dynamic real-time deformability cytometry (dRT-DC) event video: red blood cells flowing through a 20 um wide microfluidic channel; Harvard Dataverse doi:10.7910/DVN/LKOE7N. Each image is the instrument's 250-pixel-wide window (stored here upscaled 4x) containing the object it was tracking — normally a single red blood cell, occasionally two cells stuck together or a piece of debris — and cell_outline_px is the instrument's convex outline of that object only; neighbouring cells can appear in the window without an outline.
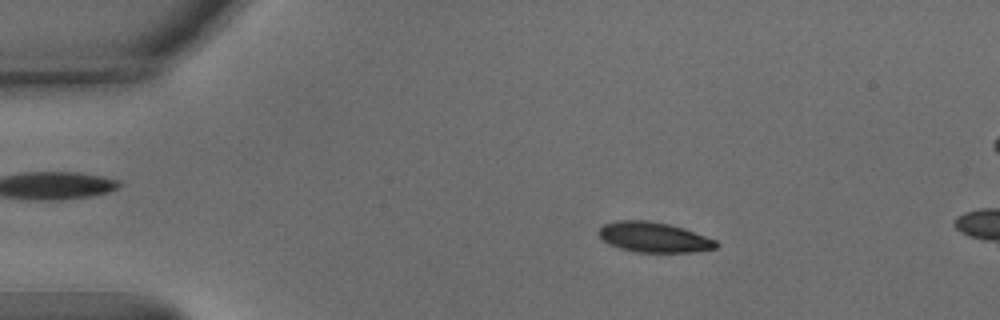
{"species": "common noctule bat (a hibernating species)", "species_latin": "Nyctalus noctula", "temperature_condition": "warm", "stored_images_in_passage": 19, "camera_frame_rate_fps": 3000, "um_per_image_px": 0.085, "animal": {"sex": "male", "body_mass_g": 15.6}, "frame": {"image": 1, "passage_image": 9, "time_ms": 2.667, "image_size_px": [1000, 320], "cell_outline_px": [[720, 244], [716, 248], [692, 252], [636, 252], [620, 248], [608, 244], [596, 232], [604, 224], [616, 220], [648, 220], [668, 224], [684, 228], [716, 240]], "centroid_in_image_um": [55.57, 20.16], "position_along_channel_um": 29.4, "area_um2": 20.69}}
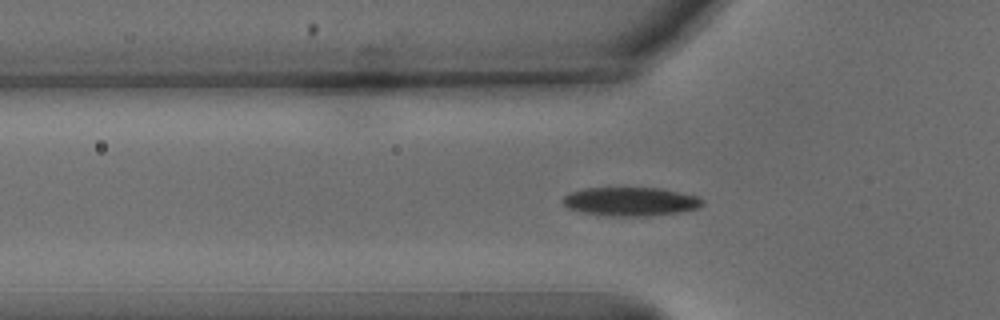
{"frame": {"image": 2, "passage_image": 17, "time_ms": 5.333, "image_size_px": [1000, 320], "cell_outline_px": [[704, 204], [700, 208], [680, 212], [648, 216], [616, 216], [584, 212], [568, 208], [560, 200], [568, 192], [584, 188], [660, 188], [696, 196], [704, 200]], "centroid_in_image_um": [53.6, 17.13], "position_along_channel_um": 72.2, "area_um2": 23.35}}